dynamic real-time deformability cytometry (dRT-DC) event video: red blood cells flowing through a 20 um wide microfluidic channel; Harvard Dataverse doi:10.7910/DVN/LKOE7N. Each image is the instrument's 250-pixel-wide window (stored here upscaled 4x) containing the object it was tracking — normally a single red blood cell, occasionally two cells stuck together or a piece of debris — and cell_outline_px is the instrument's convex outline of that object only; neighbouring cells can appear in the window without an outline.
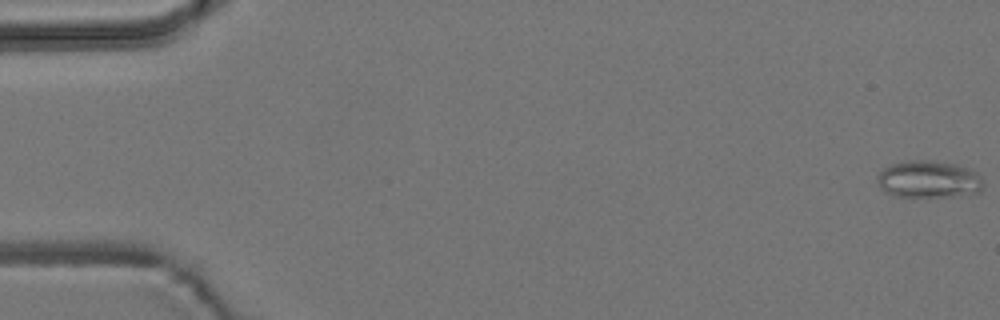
{"species": "common noctule bat (a hibernating species)", "species_latin": "Nyctalus noctula", "temperature_condition": "room temperature", "stored_images_in_passage": 7, "camera_frame_rate_fps": 3000, "um_per_image_px": 0.085, "animal": {"sex": "male", "body_mass_g": 19.2, "forearm_length_mm": 51.8}, "frame": {"image": 1, "passage_image": 1, "time_ms": 0.0, "image_size_px": [1000, 320], "cell_outline_px": [[984, 188], [980, 192], [956, 196], [892, 196], [884, 192], [880, 188], [876, 180], [876, 176], [884, 168], [892, 164], [908, 160], [932, 160], [956, 164], [976, 172], [980, 176]], "centroid_in_image_um": [78.91, 15.24], "position_along_channel_um": 6.1, "area_um2": 23.12}}
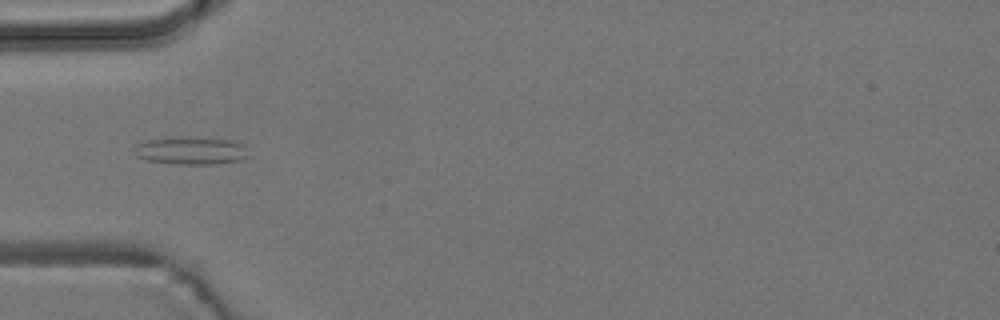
{"frame": {"image": 2, "passage_image": 5, "time_ms": 5.667, "image_size_px": [1000, 320], "cell_outline_px": [[244, 160], [216, 164], [172, 164], [148, 160], [136, 156], [132, 148], [136, 144], [144, 140], [180, 136], [232, 140], [244, 144]], "centroid_in_image_um": [16.15, 12.8], "position_along_channel_um": 68.8, "area_um2": 18.61}}
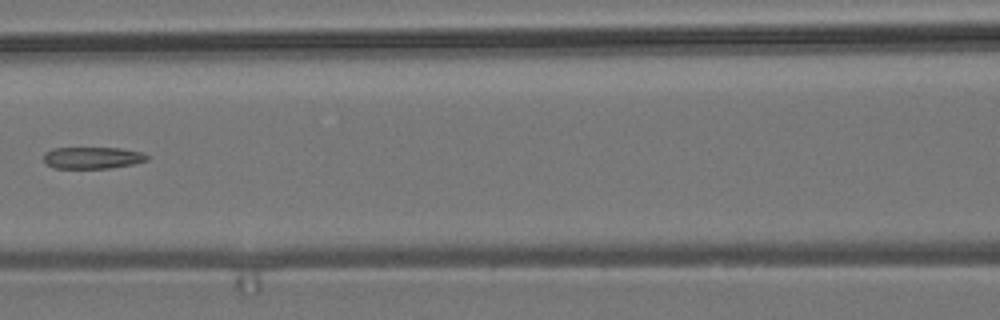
{"frame": {"image": 3, "passage_image": 7, "time_ms": 8.0, "image_size_px": [1000, 320], "cell_outline_px": [[148, 160], [132, 164], [108, 168], [56, 168], [48, 164], [44, 160], [44, 152], [52, 148], [120, 148], [140, 152], [148, 156]], "centroid_in_image_um": [7.84, 13.4], "position_along_channel_um": 158.8, "area_um2": 12.95}}